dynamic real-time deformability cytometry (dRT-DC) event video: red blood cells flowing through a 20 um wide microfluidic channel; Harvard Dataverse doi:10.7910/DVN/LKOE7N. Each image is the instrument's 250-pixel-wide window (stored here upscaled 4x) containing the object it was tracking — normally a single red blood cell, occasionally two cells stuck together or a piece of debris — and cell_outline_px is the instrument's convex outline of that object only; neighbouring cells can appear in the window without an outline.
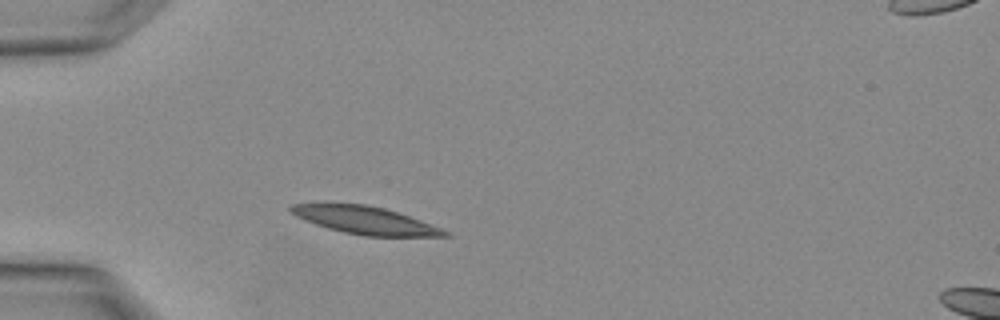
{"species": "Egyptian fruit bat (a non-hibernating species)", "species_latin": "Rousettus aegyptiacus", "temperature_condition": "warm", "stored_images_in_passage": 3, "camera_frame_rate_fps": 3000, "um_per_image_px": 0.085, "animal": {"sex": "female"}, "frame": {"image": 1, "passage_image": 2, "time_ms": 0.333, "image_size_px": [1000, 320], "cell_outline_px": [[452, 236], [364, 236], [344, 232], [328, 228], [304, 220], [288, 212], [288, 208], [292, 204], [364, 204], [384, 208], [408, 216], [452, 232]], "centroid_in_image_um": [31.04, 18.73], "position_along_channel_um": 54.0, "area_um2": 24.45}}